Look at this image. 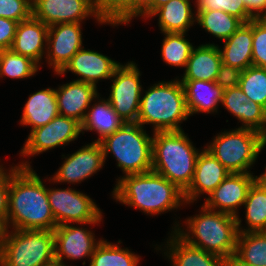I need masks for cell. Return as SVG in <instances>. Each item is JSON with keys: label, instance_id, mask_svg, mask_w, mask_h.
<instances>
[{"label": "cell", "instance_id": "cell-9", "mask_svg": "<svg viewBox=\"0 0 266 266\" xmlns=\"http://www.w3.org/2000/svg\"><path fill=\"white\" fill-rule=\"evenodd\" d=\"M50 208L56 225L70 223L96 224L102 213L93 200L72 188L47 189Z\"/></svg>", "mask_w": 266, "mask_h": 266}, {"label": "cell", "instance_id": "cell-8", "mask_svg": "<svg viewBox=\"0 0 266 266\" xmlns=\"http://www.w3.org/2000/svg\"><path fill=\"white\" fill-rule=\"evenodd\" d=\"M266 145V136L249 128H236L218 134L206 147L230 173L248 170Z\"/></svg>", "mask_w": 266, "mask_h": 266}, {"label": "cell", "instance_id": "cell-13", "mask_svg": "<svg viewBox=\"0 0 266 266\" xmlns=\"http://www.w3.org/2000/svg\"><path fill=\"white\" fill-rule=\"evenodd\" d=\"M257 179L251 173H230L219 185L212 191L204 202V206L215 211L226 213L237 217L236 212L239 206L243 205L250 186Z\"/></svg>", "mask_w": 266, "mask_h": 266}, {"label": "cell", "instance_id": "cell-20", "mask_svg": "<svg viewBox=\"0 0 266 266\" xmlns=\"http://www.w3.org/2000/svg\"><path fill=\"white\" fill-rule=\"evenodd\" d=\"M48 29L49 26L33 16L19 22L10 49L39 64L44 54L45 44H47L45 42H47Z\"/></svg>", "mask_w": 266, "mask_h": 266}, {"label": "cell", "instance_id": "cell-32", "mask_svg": "<svg viewBox=\"0 0 266 266\" xmlns=\"http://www.w3.org/2000/svg\"><path fill=\"white\" fill-rule=\"evenodd\" d=\"M98 18L111 25L127 24L136 17V0H94Z\"/></svg>", "mask_w": 266, "mask_h": 266}, {"label": "cell", "instance_id": "cell-41", "mask_svg": "<svg viewBox=\"0 0 266 266\" xmlns=\"http://www.w3.org/2000/svg\"><path fill=\"white\" fill-rule=\"evenodd\" d=\"M242 70L231 67L224 63L221 64L215 83L224 89L239 86Z\"/></svg>", "mask_w": 266, "mask_h": 266}, {"label": "cell", "instance_id": "cell-16", "mask_svg": "<svg viewBox=\"0 0 266 266\" xmlns=\"http://www.w3.org/2000/svg\"><path fill=\"white\" fill-rule=\"evenodd\" d=\"M85 229L64 224L58 225L53 230L55 237V263L68 266L63 262L65 257L74 260L93 255L96 246L101 240L97 242L93 233Z\"/></svg>", "mask_w": 266, "mask_h": 266}, {"label": "cell", "instance_id": "cell-17", "mask_svg": "<svg viewBox=\"0 0 266 266\" xmlns=\"http://www.w3.org/2000/svg\"><path fill=\"white\" fill-rule=\"evenodd\" d=\"M120 63L115 62L108 56L92 50L81 48L56 74H64L67 70L79 75L77 81L92 84L96 87L99 79H110Z\"/></svg>", "mask_w": 266, "mask_h": 266}, {"label": "cell", "instance_id": "cell-26", "mask_svg": "<svg viewBox=\"0 0 266 266\" xmlns=\"http://www.w3.org/2000/svg\"><path fill=\"white\" fill-rule=\"evenodd\" d=\"M159 14V27L162 33H186L196 20L193 17L190 0H170L159 7L152 15Z\"/></svg>", "mask_w": 266, "mask_h": 266}, {"label": "cell", "instance_id": "cell-7", "mask_svg": "<svg viewBox=\"0 0 266 266\" xmlns=\"http://www.w3.org/2000/svg\"><path fill=\"white\" fill-rule=\"evenodd\" d=\"M99 143L104 159L111 152L125 176L152 171V137L139 123H124Z\"/></svg>", "mask_w": 266, "mask_h": 266}, {"label": "cell", "instance_id": "cell-24", "mask_svg": "<svg viewBox=\"0 0 266 266\" xmlns=\"http://www.w3.org/2000/svg\"><path fill=\"white\" fill-rule=\"evenodd\" d=\"M173 233L172 239L170 237L167 242L170 251L166 252L173 262L172 266H228V260L225 258L192 246L183 240L176 231Z\"/></svg>", "mask_w": 266, "mask_h": 266}, {"label": "cell", "instance_id": "cell-40", "mask_svg": "<svg viewBox=\"0 0 266 266\" xmlns=\"http://www.w3.org/2000/svg\"><path fill=\"white\" fill-rule=\"evenodd\" d=\"M247 101H249V98L242 92L239 86L223 90L222 105L231 114L236 116L239 121H242L244 103Z\"/></svg>", "mask_w": 266, "mask_h": 266}, {"label": "cell", "instance_id": "cell-29", "mask_svg": "<svg viewBox=\"0 0 266 266\" xmlns=\"http://www.w3.org/2000/svg\"><path fill=\"white\" fill-rule=\"evenodd\" d=\"M234 256L242 263L266 266V231L239 232Z\"/></svg>", "mask_w": 266, "mask_h": 266}, {"label": "cell", "instance_id": "cell-15", "mask_svg": "<svg viewBox=\"0 0 266 266\" xmlns=\"http://www.w3.org/2000/svg\"><path fill=\"white\" fill-rule=\"evenodd\" d=\"M50 180L77 183L100 170L105 162L102 146L95 141L87 144L69 157Z\"/></svg>", "mask_w": 266, "mask_h": 266}, {"label": "cell", "instance_id": "cell-43", "mask_svg": "<svg viewBox=\"0 0 266 266\" xmlns=\"http://www.w3.org/2000/svg\"><path fill=\"white\" fill-rule=\"evenodd\" d=\"M18 22L0 17V50L10 49Z\"/></svg>", "mask_w": 266, "mask_h": 266}, {"label": "cell", "instance_id": "cell-21", "mask_svg": "<svg viewBox=\"0 0 266 266\" xmlns=\"http://www.w3.org/2000/svg\"><path fill=\"white\" fill-rule=\"evenodd\" d=\"M223 50L219 48L222 63L245 70L252 64L253 19L241 26L224 40Z\"/></svg>", "mask_w": 266, "mask_h": 266}, {"label": "cell", "instance_id": "cell-6", "mask_svg": "<svg viewBox=\"0 0 266 266\" xmlns=\"http://www.w3.org/2000/svg\"><path fill=\"white\" fill-rule=\"evenodd\" d=\"M0 235V259L7 266H50L55 263L52 230H15Z\"/></svg>", "mask_w": 266, "mask_h": 266}, {"label": "cell", "instance_id": "cell-38", "mask_svg": "<svg viewBox=\"0 0 266 266\" xmlns=\"http://www.w3.org/2000/svg\"><path fill=\"white\" fill-rule=\"evenodd\" d=\"M241 128H249L266 136V109L254 101L244 103Z\"/></svg>", "mask_w": 266, "mask_h": 266}, {"label": "cell", "instance_id": "cell-47", "mask_svg": "<svg viewBox=\"0 0 266 266\" xmlns=\"http://www.w3.org/2000/svg\"><path fill=\"white\" fill-rule=\"evenodd\" d=\"M228 266H252V265L242 263L235 256H233L228 260Z\"/></svg>", "mask_w": 266, "mask_h": 266}, {"label": "cell", "instance_id": "cell-19", "mask_svg": "<svg viewBox=\"0 0 266 266\" xmlns=\"http://www.w3.org/2000/svg\"><path fill=\"white\" fill-rule=\"evenodd\" d=\"M97 87L82 81H72L56 91L59 115L71 117L82 123L91 101L98 95Z\"/></svg>", "mask_w": 266, "mask_h": 266}, {"label": "cell", "instance_id": "cell-35", "mask_svg": "<svg viewBox=\"0 0 266 266\" xmlns=\"http://www.w3.org/2000/svg\"><path fill=\"white\" fill-rule=\"evenodd\" d=\"M239 87L249 100L266 109V68L250 66L243 70Z\"/></svg>", "mask_w": 266, "mask_h": 266}, {"label": "cell", "instance_id": "cell-42", "mask_svg": "<svg viewBox=\"0 0 266 266\" xmlns=\"http://www.w3.org/2000/svg\"><path fill=\"white\" fill-rule=\"evenodd\" d=\"M18 166L12 167L9 170V173L0 166V226L3 228L6 226V217L8 211V189H9V180L10 174Z\"/></svg>", "mask_w": 266, "mask_h": 266}, {"label": "cell", "instance_id": "cell-4", "mask_svg": "<svg viewBox=\"0 0 266 266\" xmlns=\"http://www.w3.org/2000/svg\"><path fill=\"white\" fill-rule=\"evenodd\" d=\"M201 212L199 215L187 219L189 232L181 230L178 224L174 227V231L188 244L229 260L236 251L239 234L237 218L210 210L204 205ZM194 237L196 239H193Z\"/></svg>", "mask_w": 266, "mask_h": 266}, {"label": "cell", "instance_id": "cell-50", "mask_svg": "<svg viewBox=\"0 0 266 266\" xmlns=\"http://www.w3.org/2000/svg\"><path fill=\"white\" fill-rule=\"evenodd\" d=\"M50 266H62V265H60V264H58V263H54V264H52V265H50Z\"/></svg>", "mask_w": 266, "mask_h": 266}, {"label": "cell", "instance_id": "cell-11", "mask_svg": "<svg viewBox=\"0 0 266 266\" xmlns=\"http://www.w3.org/2000/svg\"><path fill=\"white\" fill-rule=\"evenodd\" d=\"M81 132V123L76 119L58 115L46 125L30 131L21 154L33 156L57 146L67 145L78 138Z\"/></svg>", "mask_w": 266, "mask_h": 266}, {"label": "cell", "instance_id": "cell-48", "mask_svg": "<svg viewBox=\"0 0 266 266\" xmlns=\"http://www.w3.org/2000/svg\"><path fill=\"white\" fill-rule=\"evenodd\" d=\"M266 169V167H265ZM264 185H266V172L257 177Z\"/></svg>", "mask_w": 266, "mask_h": 266}, {"label": "cell", "instance_id": "cell-5", "mask_svg": "<svg viewBox=\"0 0 266 266\" xmlns=\"http://www.w3.org/2000/svg\"><path fill=\"white\" fill-rule=\"evenodd\" d=\"M184 89L178 79L153 85L140 99L137 123L153 124L154 132L180 131L179 123L187 120Z\"/></svg>", "mask_w": 266, "mask_h": 266}, {"label": "cell", "instance_id": "cell-28", "mask_svg": "<svg viewBox=\"0 0 266 266\" xmlns=\"http://www.w3.org/2000/svg\"><path fill=\"white\" fill-rule=\"evenodd\" d=\"M243 205L246 208L245 218L249 226L248 229L242 230L241 219L237 216L238 231L242 233L266 231V185L258 178L250 186Z\"/></svg>", "mask_w": 266, "mask_h": 266}, {"label": "cell", "instance_id": "cell-31", "mask_svg": "<svg viewBox=\"0 0 266 266\" xmlns=\"http://www.w3.org/2000/svg\"><path fill=\"white\" fill-rule=\"evenodd\" d=\"M139 257L129 249L104 241L96 246L89 266H138Z\"/></svg>", "mask_w": 266, "mask_h": 266}, {"label": "cell", "instance_id": "cell-37", "mask_svg": "<svg viewBox=\"0 0 266 266\" xmlns=\"http://www.w3.org/2000/svg\"><path fill=\"white\" fill-rule=\"evenodd\" d=\"M252 64L266 68V18L253 19Z\"/></svg>", "mask_w": 266, "mask_h": 266}, {"label": "cell", "instance_id": "cell-44", "mask_svg": "<svg viewBox=\"0 0 266 266\" xmlns=\"http://www.w3.org/2000/svg\"><path fill=\"white\" fill-rule=\"evenodd\" d=\"M243 2L254 19L266 18V0H243Z\"/></svg>", "mask_w": 266, "mask_h": 266}, {"label": "cell", "instance_id": "cell-25", "mask_svg": "<svg viewBox=\"0 0 266 266\" xmlns=\"http://www.w3.org/2000/svg\"><path fill=\"white\" fill-rule=\"evenodd\" d=\"M58 115L56 91L47 88L29 96L20 122L22 125H30L32 131L46 125Z\"/></svg>", "mask_w": 266, "mask_h": 266}, {"label": "cell", "instance_id": "cell-1", "mask_svg": "<svg viewBox=\"0 0 266 266\" xmlns=\"http://www.w3.org/2000/svg\"><path fill=\"white\" fill-rule=\"evenodd\" d=\"M10 174L6 226L14 230H54L57 225L52 214L47 188L27 163Z\"/></svg>", "mask_w": 266, "mask_h": 266}, {"label": "cell", "instance_id": "cell-18", "mask_svg": "<svg viewBox=\"0 0 266 266\" xmlns=\"http://www.w3.org/2000/svg\"><path fill=\"white\" fill-rule=\"evenodd\" d=\"M230 172L206 148L199 153L194 177L184 192L185 203L194 202L200 193L210 194Z\"/></svg>", "mask_w": 266, "mask_h": 266}, {"label": "cell", "instance_id": "cell-23", "mask_svg": "<svg viewBox=\"0 0 266 266\" xmlns=\"http://www.w3.org/2000/svg\"><path fill=\"white\" fill-rule=\"evenodd\" d=\"M222 64L219 46L203 44L193 48L186 64L182 80H203L215 82Z\"/></svg>", "mask_w": 266, "mask_h": 266}, {"label": "cell", "instance_id": "cell-45", "mask_svg": "<svg viewBox=\"0 0 266 266\" xmlns=\"http://www.w3.org/2000/svg\"><path fill=\"white\" fill-rule=\"evenodd\" d=\"M169 1L170 0H152V3L139 16L150 17L159 7L165 5Z\"/></svg>", "mask_w": 266, "mask_h": 266}, {"label": "cell", "instance_id": "cell-2", "mask_svg": "<svg viewBox=\"0 0 266 266\" xmlns=\"http://www.w3.org/2000/svg\"><path fill=\"white\" fill-rule=\"evenodd\" d=\"M115 186V200L151 215L178 209L185 202L184 192L154 171L123 176Z\"/></svg>", "mask_w": 266, "mask_h": 266}, {"label": "cell", "instance_id": "cell-10", "mask_svg": "<svg viewBox=\"0 0 266 266\" xmlns=\"http://www.w3.org/2000/svg\"><path fill=\"white\" fill-rule=\"evenodd\" d=\"M139 77L133 61L125 66L120 64L111 77L114 79L108 100L125 123H137L142 91Z\"/></svg>", "mask_w": 266, "mask_h": 266}, {"label": "cell", "instance_id": "cell-34", "mask_svg": "<svg viewBox=\"0 0 266 266\" xmlns=\"http://www.w3.org/2000/svg\"><path fill=\"white\" fill-rule=\"evenodd\" d=\"M166 37L162 44V58L171 66L186 67L193 50L192 44L187 41L185 33H163Z\"/></svg>", "mask_w": 266, "mask_h": 266}, {"label": "cell", "instance_id": "cell-27", "mask_svg": "<svg viewBox=\"0 0 266 266\" xmlns=\"http://www.w3.org/2000/svg\"><path fill=\"white\" fill-rule=\"evenodd\" d=\"M87 111L85 119L81 123V131H97L99 133L97 142L113 134L125 123L114 111L108 99H100L98 104L95 103L92 105V109Z\"/></svg>", "mask_w": 266, "mask_h": 266}, {"label": "cell", "instance_id": "cell-3", "mask_svg": "<svg viewBox=\"0 0 266 266\" xmlns=\"http://www.w3.org/2000/svg\"><path fill=\"white\" fill-rule=\"evenodd\" d=\"M199 152L183 130L154 132L152 171L162 175L181 191L192 183Z\"/></svg>", "mask_w": 266, "mask_h": 266}, {"label": "cell", "instance_id": "cell-46", "mask_svg": "<svg viewBox=\"0 0 266 266\" xmlns=\"http://www.w3.org/2000/svg\"><path fill=\"white\" fill-rule=\"evenodd\" d=\"M151 3L152 0H136V17L139 16Z\"/></svg>", "mask_w": 266, "mask_h": 266}, {"label": "cell", "instance_id": "cell-49", "mask_svg": "<svg viewBox=\"0 0 266 266\" xmlns=\"http://www.w3.org/2000/svg\"><path fill=\"white\" fill-rule=\"evenodd\" d=\"M0 266H7V265L0 259Z\"/></svg>", "mask_w": 266, "mask_h": 266}, {"label": "cell", "instance_id": "cell-30", "mask_svg": "<svg viewBox=\"0 0 266 266\" xmlns=\"http://www.w3.org/2000/svg\"><path fill=\"white\" fill-rule=\"evenodd\" d=\"M196 22L218 39H228L243 23L222 10H197Z\"/></svg>", "mask_w": 266, "mask_h": 266}, {"label": "cell", "instance_id": "cell-36", "mask_svg": "<svg viewBox=\"0 0 266 266\" xmlns=\"http://www.w3.org/2000/svg\"><path fill=\"white\" fill-rule=\"evenodd\" d=\"M197 10H222L239 18L243 23L254 19L243 0H196Z\"/></svg>", "mask_w": 266, "mask_h": 266}, {"label": "cell", "instance_id": "cell-12", "mask_svg": "<svg viewBox=\"0 0 266 266\" xmlns=\"http://www.w3.org/2000/svg\"><path fill=\"white\" fill-rule=\"evenodd\" d=\"M94 15L99 23L94 0H32V16L47 26L59 23H81Z\"/></svg>", "mask_w": 266, "mask_h": 266}, {"label": "cell", "instance_id": "cell-39", "mask_svg": "<svg viewBox=\"0 0 266 266\" xmlns=\"http://www.w3.org/2000/svg\"><path fill=\"white\" fill-rule=\"evenodd\" d=\"M32 16V0H0V17L21 22Z\"/></svg>", "mask_w": 266, "mask_h": 266}, {"label": "cell", "instance_id": "cell-33", "mask_svg": "<svg viewBox=\"0 0 266 266\" xmlns=\"http://www.w3.org/2000/svg\"><path fill=\"white\" fill-rule=\"evenodd\" d=\"M38 64L27 56L15 53L11 49L0 50V77L9 76L25 79L35 75Z\"/></svg>", "mask_w": 266, "mask_h": 266}, {"label": "cell", "instance_id": "cell-14", "mask_svg": "<svg viewBox=\"0 0 266 266\" xmlns=\"http://www.w3.org/2000/svg\"><path fill=\"white\" fill-rule=\"evenodd\" d=\"M80 23H59L49 26L47 52L49 65L60 72L82 47Z\"/></svg>", "mask_w": 266, "mask_h": 266}, {"label": "cell", "instance_id": "cell-22", "mask_svg": "<svg viewBox=\"0 0 266 266\" xmlns=\"http://www.w3.org/2000/svg\"><path fill=\"white\" fill-rule=\"evenodd\" d=\"M184 89L189 115L216 112L222 103L223 89L215 82L203 80H180Z\"/></svg>", "mask_w": 266, "mask_h": 266}]
</instances>
